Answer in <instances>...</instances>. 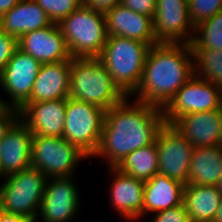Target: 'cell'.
<instances>
[{"instance_id": "cell-5", "label": "cell", "mask_w": 222, "mask_h": 222, "mask_svg": "<svg viewBox=\"0 0 222 222\" xmlns=\"http://www.w3.org/2000/svg\"><path fill=\"white\" fill-rule=\"evenodd\" d=\"M58 26L72 58H98L107 40L104 12L83 4Z\"/></svg>"}, {"instance_id": "cell-22", "label": "cell", "mask_w": 222, "mask_h": 222, "mask_svg": "<svg viewBox=\"0 0 222 222\" xmlns=\"http://www.w3.org/2000/svg\"><path fill=\"white\" fill-rule=\"evenodd\" d=\"M52 23L35 0H20L0 18V29L19 39L27 32L45 28Z\"/></svg>"}, {"instance_id": "cell-36", "label": "cell", "mask_w": 222, "mask_h": 222, "mask_svg": "<svg viewBox=\"0 0 222 222\" xmlns=\"http://www.w3.org/2000/svg\"><path fill=\"white\" fill-rule=\"evenodd\" d=\"M20 0H0V18L14 7Z\"/></svg>"}, {"instance_id": "cell-23", "label": "cell", "mask_w": 222, "mask_h": 222, "mask_svg": "<svg viewBox=\"0 0 222 222\" xmlns=\"http://www.w3.org/2000/svg\"><path fill=\"white\" fill-rule=\"evenodd\" d=\"M221 198L222 194L217 186L185 185L183 204L190 222H213Z\"/></svg>"}, {"instance_id": "cell-38", "label": "cell", "mask_w": 222, "mask_h": 222, "mask_svg": "<svg viewBox=\"0 0 222 222\" xmlns=\"http://www.w3.org/2000/svg\"><path fill=\"white\" fill-rule=\"evenodd\" d=\"M217 187H218L220 193L222 194V177L220 178Z\"/></svg>"}, {"instance_id": "cell-15", "label": "cell", "mask_w": 222, "mask_h": 222, "mask_svg": "<svg viewBox=\"0 0 222 222\" xmlns=\"http://www.w3.org/2000/svg\"><path fill=\"white\" fill-rule=\"evenodd\" d=\"M67 99L25 102L18 110L20 119L33 135L62 137Z\"/></svg>"}, {"instance_id": "cell-20", "label": "cell", "mask_w": 222, "mask_h": 222, "mask_svg": "<svg viewBox=\"0 0 222 222\" xmlns=\"http://www.w3.org/2000/svg\"><path fill=\"white\" fill-rule=\"evenodd\" d=\"M72 60L42 64L35 79L31 96L26 102H42L69 97Z\"/></svg>"}, {"instance_id": "cell-1", "label": "cell", "mask_w": 222, "mask_h": 222, "mask_svg": "<svg viewBox=\"0 0 222 222\" xmlns=\"http://www.w3.org/2000/svg\"><path fill=\"white\" fill-rule=\"evenodd\" d=\"M129 99V100H128ZM127 96L105 112L101 140L92 158L117 167L134 150L152 144L164 125L163 110Z\"/></svg>"}, {"instance_id": "cell-34", "label": "cell", "mask_w": 222, "mask_h": 222, "mask_svg": "<svg viewBox=\"0 0 222 222\" xmlns=\"http://www.w3.org/2000/svg\"><path fill=\"white\" fill-rule=\"evenodd\" d=\"M83 2L91 8L105 12L120 4L121 0H83Z\"/></svg>"}, {"instance_id": "cell-30", "label": "cell", "mask_w": 222, "mask_h": 222, "mask_svg": "<svg viewBox=\"0 0 222 222\" xmlns=\"http://www.w3.org/2000/svg\"><path fill=\"white\" fill-rule=\"evenodd\" d=\"M149 216L148 222H190L189 214L187 213L184 204L162 210Z\"/></svg>"}, {"instance_id": "cell-13", "label": "cell", "mask_w": 222, "mask_h": 222, "mask_svg": "<svg viewBox=\"0 0 222 222\" xmlns=\"http://www.w3.org/2000/svg\"><path fill=\"white\" fill-rule=\"evenodd\" d=\"M153 27L158 43L190 44L195 27L189 18L188 0H156Z\"/></svg>"}, {"instance_id": "cell-27", "label": "cell", "mask_w": 222, "mask_h": 222, "mask_svg": "<svg viewBox=\"0 0 222 222\" xmlns=\"http://www.w3.org/2000/svg\"><path fill=\"white\" fill-rule=\"evenodd\" d=\"M190 48L222 49V10L195 27Z\"/></svg>"}, {"instance_id": "cell-31", "label": "cell", "mask_w": 222, "mask_h": 222, "mask_svg": "<svg viewBox=\"0 0 222 222\" xmlns=\"http://www.w3.org/2000/svg\"><path fill=\"white\" fill-rule=\"evenodd\" d=\"M18 48V39L0 29V74Z\"/></svg>"}, {"instance_id": "cell-40", "label": "cell", "mask_w": 222, "mask_h": 222, "mask_svg": "<svg viewBox=\"0 0 222 222\" xmlns=\"http://www.w3.org/2000/svg\"><path fill=\"white\" fill-rule=\"evenodd\" d=\"M219 110H220L221 122H222V99H221Z\"/></svg>"}, {"instance_id": "cell-2", "label": "cell", "mask_w": 222, "mask_h": 222, "mask_svg": "<svg viewBox=\"0 0 222 222\" xmlns=\"http://www.w3.org/2000/svg\"><path fill=\"white\" fill-rule=\"evenodd\" d=\"M193 75V56L189 44L152 45L145 59L139 87L130 97L163 109Z\"/></svg>"}, {"instance_id": "cell-3", "label": "cell", "mask_w": 222, "mask_h": 222, "mask_svg": "<svg viewBox=\"0 0 222 222\" xmlns=\"http://www.w3.org/2000/svg\"><path fill=\"white\" fill-rule=\"evenodd\" d=\"M69 97L94 104L104 110L121 103L127 96L114 83L99 58H72Z\"/></svg>"}, {"instance_id": "cell-12", "label": "cell", "mask_w": 222, "mask_h": 222, "mask_svg": "<svg viewBox=\"0 0 222 222\" xmlns=\"http://www.w3.org/2000/svg\"><path fill=\"white\" fill-rule=\"evenodd\" d=\"M73 178L75 179L74 176L48 178L36 222L75 221L80 213L81 193Z\"/></svg>"}, {"instance_id": "cell-11", "label": "cell", "mask_w": 222, "mask_h": 222, "mask_svg": "<svg viewBox=\"0 0 222 222\" xmlns=\"http://www.w3.org/2000/svg\"><path fill=\"white\" fill-rule=\"evenodd\" d=\"M41 65L30 54L17 48L0 74V87L9 97L6 100L1 97L0 104L19 109L30 98Z\"/></svg>"}, {"instance_id": "cell-28", "label": "cell", "mask_w": 222, "mask_h": 222, "mask_svg": "<svg viewBox=\"0 0 222 222\" xmlns=\"http://www.w3.org/2000/svg\"><path fill=\"white\" fill-rule=\"evenodd\" d=\"M36 3L46 12L53 23H59L69 16L73 11L79 9L83 0H35Z\"/></svg>"}, {"instance_id": "cell-14", "label": "cell", "mask_w": 222, "mask_h": 222, "mask_svg": "<svg viewBox=\"0 0 222 222\" xmlns=\"http://www.w3.org/2000/svg\"><path fill=\"white\" fill-rule=\"evenodd\" d=\"M112 178L109 203L125 221H138L143 217L144 184L116 167L107 168ZM113 175V176H112Z\"/></svg>"}, {"instance_id": "cell-26", "label": "cell", "mask_w": 222, "mask_h": 222, "mask_svg": "<svg viewBox=\"0 0 222 222\" xmlns=\"http://www.w3.org/2000/svg\"><path fill=\"white\" fill-rule=\"evenodd\" d=\"M193 74L222 87V49L191 48Z\"/></svg>"}, {"instance_id": "cell-4", "label": "cell", "mask_w": 222, "mask_h": 222, "mask_svg": "<svg viewBox=\"0 0 222 222\" xmlns=\"http://www.w3.org/2000/svg\"><path fill=\"white\" fill-rule=\"evenodd\" d=\"M149 49L148 43L139 40L108 36L98 57L114 83L128 97L139 87Z\"/></svg>"}, {"instance_id": "cell-37", "label": "cell", "mask_w": 222, "mask_h": 222, "mask_svg": "<svg viewBox=\"0 0 222 222\" xmlns=\"http://www.w3.org/2000/svg\"><path fill=\"white\" fill-rule=\"evenodd\" d=\"M213 222H222V198L220 201V206L215 214V217L213 219Z\"/></svg>"}, {"instance_id": "cell-21", "label": "cell", "mask_w": 222, "mask_h": 222, "mask_svg": "<svg viewBox=\"0 0 222 222\" xmlns=\"http://www.w3.org/2000/svg\"><path fill=\"white\" fill-rule=\"evenodd\" d=\"M184 188L185 184L161 173L145 181L143 218L182 204Z\"/></svg>"}, {"instance_id": "cell-10", "label": "cell", "mask_w": 222, "mask_h": 222, "mask_svg": "<svg viewBox=\"0 0 222 222\" xmlns=\"http://www.w3.org/2000/svg\"><path fill=\"white\" fill-rule=\"evenodd\" d=\"M155 145L158 173L187 185L194 146L173 125L166 123L159 129Z\"/></svg>"}, {"instance_id": "cell-9", "label": "cell", "mask_w": 222, "mask_h": 222, "mask_svg": "<svg viewBox=\"0 0 222 222\" xmlns=\"http://www.w3.org/2000/svg\"><path fill=\"white\" fill-rule=\"evenodd\" d=\"M222 87L193 75L162 109L164 123L173 125L181 116L219 109Z\"/></svg>"}, {"instance_id": "cell-7", "label": "cell", "mask_w": 222, "mask_h": 222, "mask_svg": "<svg viewBox=\"0 0 222 222\" xmlns=\"http://www.w3.org/2000/svg\"><path fill=\"white\" fill-rule=\"evenodd\" d=\"M89 158L62 137L32 135L31 167L48 178L75 176L80 161Z\"/></svg>"}, {"instance_id": "cell-29", "label": "cell", "mask_w": 222, "mask_h": 222, "mask_svg": "<svg viewBox=\"0 0 222 222\" xmlns=\"http://www.w3.org/2000/svg\"><path fill=\"white\" fill-rule=\"evenodd\" d=\"M222 10V0H188L189 18L194 27Z\"/></svg>"}, {"instance_id": "cell-32", "label": "cell", "mask_w": 222, "mask_h": 222, "mask_svg": "<svg viewBox=\"0 0 222 222\" xmlns=\"http://www.w3.org/2000/svg\"><path fill=\"white\" fill-rule=\"evenodd\" d=\"M20 118L18 109L0 106V140L5 137V134L10 127Z\"/></svg>"}, {"instance_id": "cell-19", "label": "cell", "mask_w": 222, "mask_h": 222, "mask_svg": "<svg viewBox=\"0 0 222 222\" xmlns=\"http://www.w3.org/2000/svg\"><path fill=\"white\" fill-rule=\"evenodd\" d=\"M173 126L194 147L222 145V122L219 109L185 114Z\"/></svg>"}, {"instance_id": "cell-39", "label": "cell", "mask_w": 222, "mask_h": 222, "mask_svg": "<svg viewBox=\"0 0 222 222\" xmlns=\"http://www.w3.org/2000/svg\"><path fill=\"white\" fill-rule=\"evenodd\" d=\"M4 178H5V175L2 172V167H1V164H0V183L2 182L1 179L3 180Z\"/></svg>"}, {"instance_id": "cell-6", "label": "cell", "mask_w": 222, "mask_h": 222, "mask_svg": "<svg viewBox=\"0 0 222 222\" xmlns=\"http://www.w3.org/2000/svg\"><path fill=\"white\" fill-rule=\"evenodd\" d=\"M47 180L33 167L6 176L0 183V210L37 221Z\"/></svg>"}, {"instance_id": "cell-25", "label": "cell", "mask_w": 222, "mask_h": 222, "mask_svg": "<svg viewBox=\"0 0 222 222\" xmlns=\"http://www.w3.org/2000/svg\"><path fill=\"white\" fill-rule=\"evenodd\" d=\"M158 164L154 141L129 153L116 168L136 179L147 181L158 173Z\"/></svg>"}, {"instance_id": "cell-35", "label": "cell", "mask_w": 222, "mask_h": 222, "mask_svg": "<svg viewBox=\"0 0 222 222\" xmlns=\"http://www.w3.org/2000/svg\"><path fill=\"white\" fill-rule=\"evenodd\" d=\"M0 222H36L23 215L9 214L0 210Z\"/></svg>"}, {"instance_id": "cell-16", "label": "cell", "mask_w": 222, "mask_h": 222, "mask_svg": "<svg viewBox=\"0 0 222 222\" xmlns=\"http://www.w3.org/2000/svg\"><path fill=\"white\" fill-rule=\"evenodd\" d=\"M18 48L41 64L72 60L66 40L57 23L23 34L18 39Z\"/></svg>"}, {"instance_id": "cell-8", "label": "cell", "mask_w": 222, "mask_h": 222, "mask_svg": "<svg viewBox=\"0 0 222 222\" xmlns=\"http://www.w3.org/2000/svg\"><path fill=\"white\" fill-rule=\"evenodd\" d=\"M105 112L99 106L68 97L62 138L91 159L101 140Z\"/></svg>"}, {"instance_id": "cell-18", "label": "cell", "mask_w": 222, "mask_h": 222, "mask_svg": "<svg viewBox=\"0 0 222 222\" xmlns=\"http://www.w3.org/2000/svg\"><path fill=\"white\" fill-rule=\"evenodd\" d=\"M32 135L19 118L0 140V164L5 177L31 167Z\"/></svg>"}, {"instance_id": "cell-24", "label": "cell", "mask_w": 222, "mask_h": 222, "mask_svg": "<svg viewBox=\"0 0 222 222\" xmlns=\"http://www.w3.org/2000/svg\"><path fill=\"white\" fill-rule=\"evenodd\" d=\"M222 177V145L194 147L188 184L217 186Z\"/></svg>"}, {"instance_id": "cell-33", "label": "cell", "mask_w": 222, "mask_h": 222, "mask_svg": "<svg viewBox=\"0 0 222 222\" xmlns=\"http://www.w3.org/2000/svg\"><path fill=\"white\" fill-rule=\"evenodd\" d=\"M120 4L137 13L150 16L151 18L154 17L156 10V0H121Z\"/></svg>"}, {"instance_id": "cell-17", "label": "cell", "mask_w": 222, "mask_h": 222, "mask_svg": "<svg viewBox=\"0 0 222 222\" xmlns=\"http://www.w3.org/2000/svg\"><path fill=\"white\" fill-rule=\"evenodd\" d=\"M108 36H120L148 43L158 44L155 38L153 18L137 13L122 4L104 12Z\"/></svg>"}]
</instances>
